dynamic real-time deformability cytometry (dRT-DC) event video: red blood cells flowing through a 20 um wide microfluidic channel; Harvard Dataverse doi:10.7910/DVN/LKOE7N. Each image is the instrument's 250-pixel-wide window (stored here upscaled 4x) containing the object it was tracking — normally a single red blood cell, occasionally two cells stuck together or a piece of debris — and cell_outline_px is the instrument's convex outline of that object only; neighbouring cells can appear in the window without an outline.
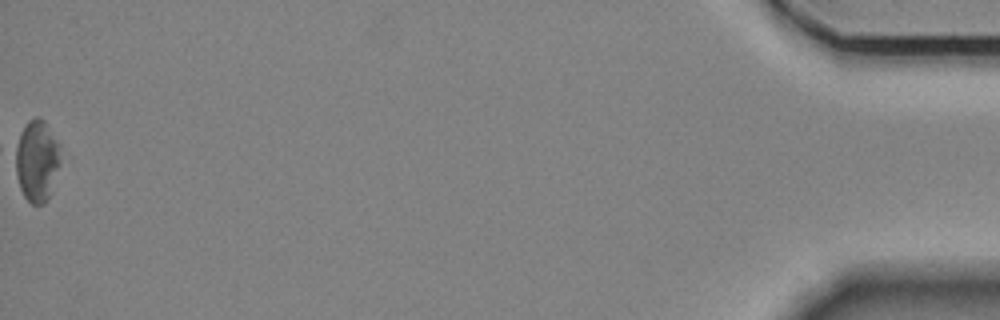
{"species": "Egyptian fruit bat (a non-hibernating species)", "species_latin": "Rousettus aegyptiacus", "temperature_condition": "room temperature", "stored_images_in_passage": 56, "camera_frame_rate_fps": 3000, "um_per_image_px": 0.085, "animal": {"sex": "female"}, "frame": {"image": 1, "passage_image": 56, "time_ms": 18.333, "image_size_px": [1000, 320], "cell_outline_px": [[60, 144], [52, 192], [44, 204], [32, 204], [24, 196], [20, 188], [16, 176], [16, 148], [20, 136], [28, 120], [36, 116], [40, 116], [44, 120]], "centroid_in_image_um": [3.13, 13.66], "position_along_channel_um": 432.1, "area_um2": 20.87}, "authors_computed_cell_mechanics": {"area_um2": 22.8888, "velocity_mm_per_s": 3.5233, "shape_relaxation_time_tau1_ms": 10.9097, "shape_relaxation_time_tau2_ms": null, "deformation_change_tau1": 0.1827, "deformation_change_tau2": null}}